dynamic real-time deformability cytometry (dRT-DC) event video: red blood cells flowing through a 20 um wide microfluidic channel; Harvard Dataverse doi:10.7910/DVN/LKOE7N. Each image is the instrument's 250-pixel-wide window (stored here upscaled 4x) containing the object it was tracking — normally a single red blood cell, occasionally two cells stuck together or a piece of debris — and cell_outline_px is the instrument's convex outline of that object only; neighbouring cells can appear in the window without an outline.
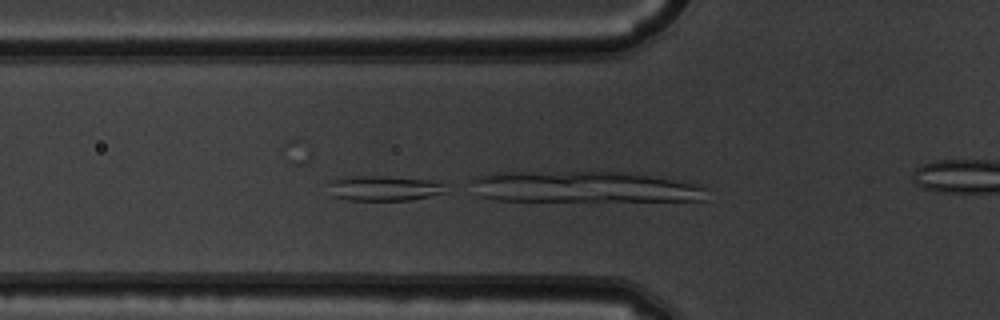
{"species": "common noctule bat (a hibernating species)", "species_latin": "Nyctalus noctula", "temperature_condition": "warm", "stored_images_in_passage": 22, "camera_frame_rate_fps": 3000, "um_per_image_px": 0.085, "animal": {"sex": "male", "body_mass_g": 19.5, "forearm_length_mm": 54.6}, "frame": {"image": 1, "passage_image": 13, "time_ms": 4.0, "image_size_px": [1000, 320], "cell_outline_px": [[448, 192], [408, 200], [348, 200], [332, 196], [328, 184], [328, 180], [348, 176], [384, 176], [448, 180]], "centroid_in_image_um": [32.76, 15.97], "position_along_channel_um": 93.0, "area_um2": 17.92}}